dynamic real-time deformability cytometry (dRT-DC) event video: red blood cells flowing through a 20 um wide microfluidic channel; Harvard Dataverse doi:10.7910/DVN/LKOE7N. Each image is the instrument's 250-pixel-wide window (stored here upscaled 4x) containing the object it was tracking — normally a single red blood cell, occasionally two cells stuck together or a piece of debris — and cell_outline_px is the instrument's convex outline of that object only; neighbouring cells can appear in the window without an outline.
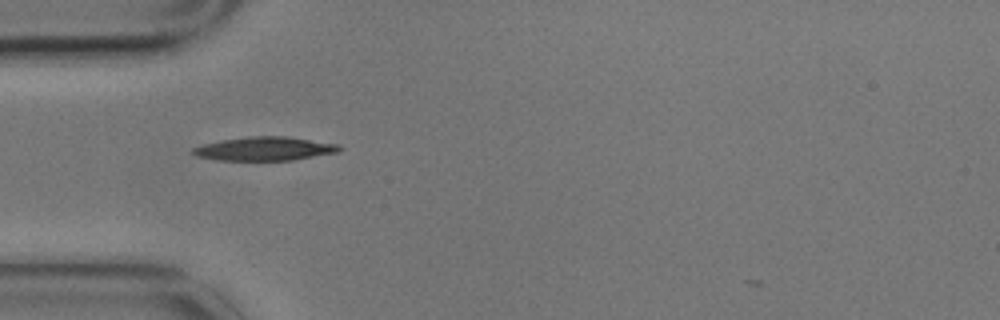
{"species": "common noctule bat (a hibernating species)", "species_latin": "Nyctalus noctula", "temperature_condition": "cold", "stored_images_in_passage": 4, "camera_frame_rate_fps": 3000, "um_per_image_px": 0.085, "animal": {"sex": "male", "body_mass_g": 17.9}, "frame": {"image": 1, "passage_image": 1, "time_ms": 0.0, "image_size_px": [1000, 320], "cell_outline_px": [[344, 148], [336, 152], [292, 160], [216, 160], [196, 156], [192, 152], [192, 148], [204, 144], [224, 140], [248, 136], [288, 136], [340, 144]], "centroid_in_image_um": [22.53, 12.63], "position_along_channel_um": 62.5, "area_um2": 20.17}}